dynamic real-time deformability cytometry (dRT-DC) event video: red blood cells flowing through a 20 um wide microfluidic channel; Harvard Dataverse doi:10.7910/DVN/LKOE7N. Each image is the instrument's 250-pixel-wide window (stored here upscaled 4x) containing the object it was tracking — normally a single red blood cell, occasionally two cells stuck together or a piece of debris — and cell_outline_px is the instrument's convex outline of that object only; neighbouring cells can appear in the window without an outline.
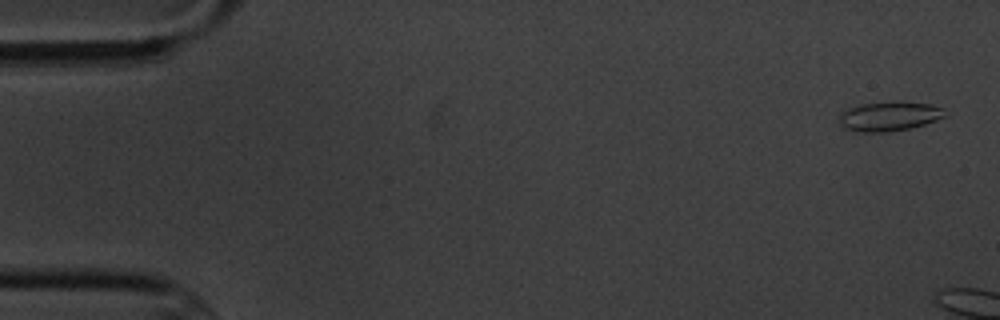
{"species": "common noctule bat (a hibernating species)", "species_latin": "Nyctalus noctula", "temperature_condition": "cold", "stored_images_in_passage": 2, "camera_frame_rate_fps": 3000, "um_per_image_px": 0.085, "animal": {"sex": "male", "body_mass_g": 20.1, "forearm_length_mm": 53.5}, "frame": {"image": 1, "passage_image": 1, "time_ms": 0.0, "image_size_px": [1000, 320], "cell_outline_px": [[948, 116], [912, 128], [888, 132], [856, 132], [844, 128], [840, 124], [840, 116], [848, 108], [864, 104], [932, 104], [944, 108]], "centroid_in_image_um": [75.62, 9.94], "position_along_channel_um": 9.4, "area_um2": 17.46}}